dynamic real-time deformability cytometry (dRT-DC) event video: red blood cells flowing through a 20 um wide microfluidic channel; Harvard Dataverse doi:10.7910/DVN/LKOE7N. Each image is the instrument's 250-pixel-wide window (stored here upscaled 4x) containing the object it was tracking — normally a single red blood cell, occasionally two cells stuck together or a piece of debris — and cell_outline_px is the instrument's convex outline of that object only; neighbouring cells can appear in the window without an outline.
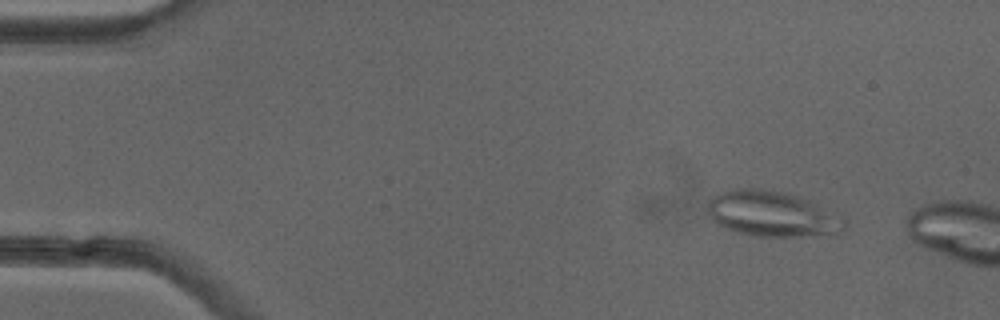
{"species": "common noctule bat (a hibernating species)", "species_latin": "Nyctalus noctula", "temperature_condition": "cold", "stored_images_in_passage": 10, "camera_frame_rate_fps": 3000, "um_per_image_px": 0.085, "animal": {"sex": "female"}, "frame": {"image": 1, "passage_image": 6, "time_ms": 1.667, "image_size_px": [1000, 320], "cell_outline_px": [[848, 220], [844, 232], [836, 236], [756, 236], [736, 232], [716, 224], [708, 216], [708, 200], [712, 196], [732, 188], [760, 188], [784, 192], [800, 196]], "centroid_in_image_um": [65.67, 18.2], "position_along_channel_um": 19.3, "area_um2": 36.93}}